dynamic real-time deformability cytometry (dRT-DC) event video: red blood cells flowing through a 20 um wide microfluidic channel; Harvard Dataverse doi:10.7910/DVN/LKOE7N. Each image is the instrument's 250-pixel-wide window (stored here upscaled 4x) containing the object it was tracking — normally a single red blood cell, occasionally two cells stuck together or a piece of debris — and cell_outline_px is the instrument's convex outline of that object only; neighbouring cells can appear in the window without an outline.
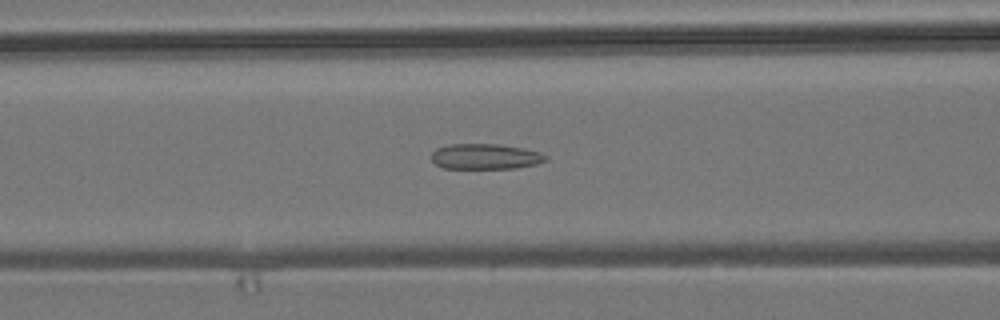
{"species": "common noctule bat (a hibernating species)", "species_latin": "Nyctalus noctula", "temperature_condition": "room temperature", "stored_images_in_passage": 31, "camera_frame_rate_fps": 3000, "um_per_image_px": 0.085, "animal": {"sex": "male", "body_mass_g": 19.2, "forearm_length_mm": 51.8}, "frame": {"image": 1, "passage_image": 16, "time_ms": 5.0, "image_size_px": [1000, 320], "cell_outline_px": [[548, 160], [536, 164], [516, 168], [444, 168], [436, 164], [432, 160], [432, 152], [436, 148], [448, 144], [496, 144], [524, 148], [540, 152], [548, 156]], "centroid_in_image_um": [41.27, 13.3], "position_along_channel_um": 125.3, "area_um2": 16.99}}
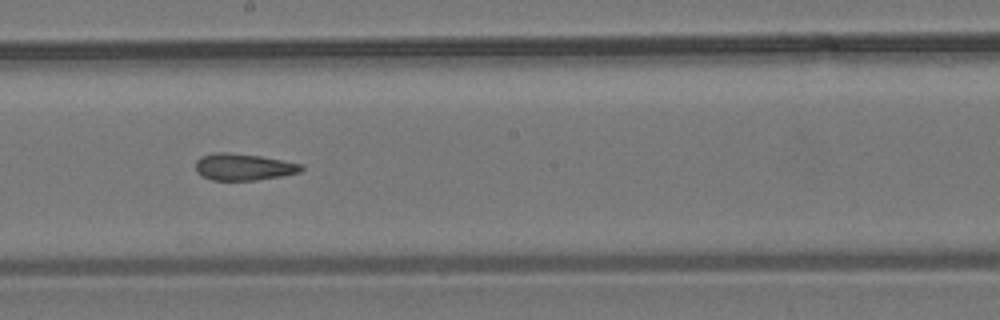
{"frame": {"image": 2, "passage_image": 24, "time_ms": 7.667, "image_size_px": [1000, 320], "cell_outline_px": [[304, 168], [300, 172], [280, 176], [256, 180], [212, 180], [200, 176], [196, 172], [196, 160], [200, 156], [212, 152], [224, 152], [260, 156], [304, 164]], "centroid_in_image_um": [20.67, 14.19], "position_along_channel_um": 227.5, "area_um2": 16.59}}
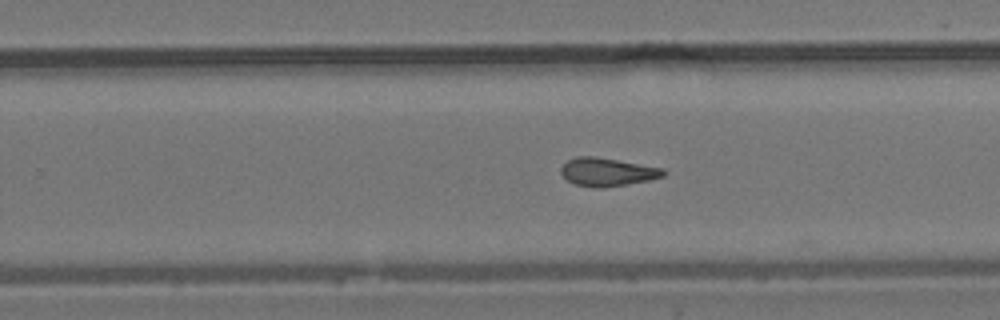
{"frame": {"image": 3, "passage_image": 28, "time_ms": 9.0, "image_size_px": [1000, 320], "cell_outline_px": [[668, 172], [664, 176], [648, 180], [628, 184], [604, 188], [596, 188], [576, 184], [568, 180], [560, 172], [560, 168], [568, 160], [576, 156], [596, 156], [664, 168]], "centroid_in_image_um": [51.65, 14.61], "position_along_channel_um": 278.2, "area_um2": 16.94}}